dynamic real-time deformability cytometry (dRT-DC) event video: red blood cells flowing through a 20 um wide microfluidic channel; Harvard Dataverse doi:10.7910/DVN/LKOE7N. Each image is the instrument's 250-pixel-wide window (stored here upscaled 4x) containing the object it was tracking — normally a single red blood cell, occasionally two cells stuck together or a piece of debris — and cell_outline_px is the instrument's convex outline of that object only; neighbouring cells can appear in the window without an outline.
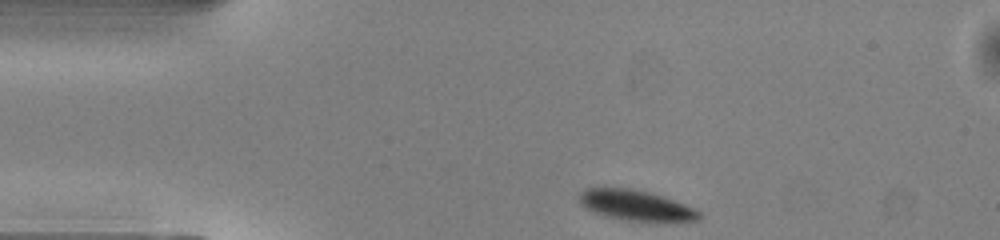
{"species": "common noctule bat (a hibernating species)", "species_latin": "Nyctalus noctula", "temperature_condition": "warm", "stored_images_in_passage": 42, "camera_frame_rate_fps": 3000, "um_per_image_px": 0.085, "animal": {"sex": "male", "body_mass_g": 13.0, "forearm_length_mm": 53.1}, "frame": {"image": 1, "passage_image": 1, "time_ms": 0.0, "image_size_px": [1000, 240], "cell_outline_px": [[700, 220], [668, 224], [624, 220], [604, 216], [592, 212], [584, 208], [580, 204], [580, 192], [584, 188], [628, 188], [648, 192], [684, 204], [700, 212]], "centroid_in_image_um": [54.07, 17.51], "position_along_channel_um": 30.9, "area_um2": 21.79}}
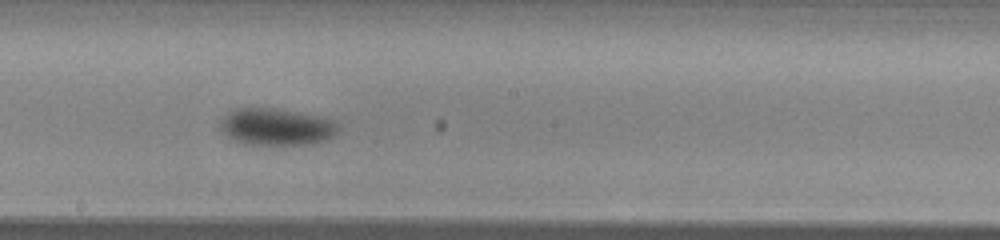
{"frame": {"image": 2, "passage_image": 19, "time_ms": 6.0, "image_size_px": [1000, 240], "cell_outline_px": [[340, 132], [336, 136], [328, 140], [312, 144], [244, 144], [228, 136], [220, 128], [220, 120], [228, 112], [236, 108], [276, 108], [316, 116], [332, 120], [340, 124]], "centroid_in_image_um": [23.55, 10.78], "position_along_channel_um": 224.7, "area_um2": 25.49}}
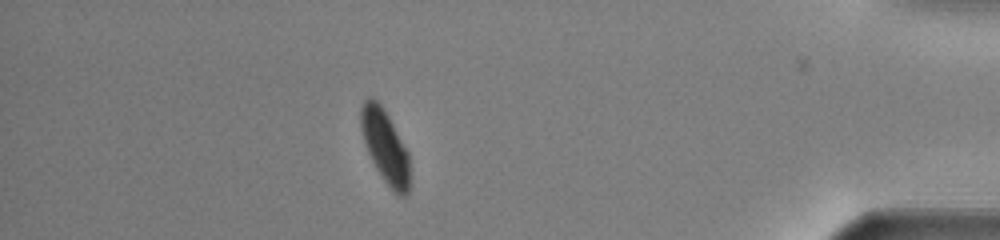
{"frame": {"image": 3, "passage_image": 36, "time_ms": 11.667, "image_size_px": [1000, 240], "cell_outline_px": [[408, 192], [404, 196], [400, 196], [392, 192], [376, 168], [364, 144], [360, 124], [360, 108], [364, 100], [368, 96], [372, 96], [380, 104], [388, 116], [408, 152]], "centroid_in_image_um": [32.69, 12.42], "position_along_channel_um": 402.5, "area_um2": 20.58}, "authors_computed_cell_mechanics": {"area_um2": 23.8136, "velocity_mm_per_s": 4.0106, "shape_relaxation_time_tau1_ms": 1.9643, "shape_relaxation_time_tau2_ms": null, "deformation_change_tau1": 0.0929, "deformation_change_tau2": null}}